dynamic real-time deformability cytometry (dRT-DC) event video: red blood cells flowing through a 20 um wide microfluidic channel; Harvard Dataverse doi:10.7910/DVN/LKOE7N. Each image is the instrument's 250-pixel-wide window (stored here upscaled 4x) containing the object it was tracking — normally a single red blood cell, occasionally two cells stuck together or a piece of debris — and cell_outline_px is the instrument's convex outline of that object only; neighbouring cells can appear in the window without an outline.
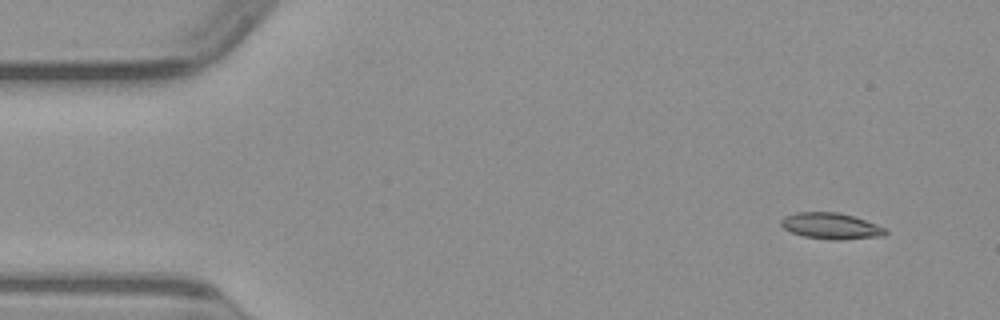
{"species": "common noctule bat (a hibernating species)", "species_latin": "Nyctalus noctula", "temperature_condition": "warm", "stored_images_in_passage": 47, "camera_frame_rate_fps": 3000, "um_per_image_px": 0.085, "animal": {"sex": "male", "body_mass_g": 23.1, "forearm_length_mm": 52.7}, "frame": {"image": 1, "passage_image": 1, "time_ms": 0.0, "image_size_px": [1000, 320], "cell_outline_px": [[888, 232], [884, 236], [840, 240], [832, 240], [804, 236], [792, 232], [784, 228], [780, 224], [780, 220], [784, 216], [796, 212], [840, 212], [876, 224], [884, 228]], "centroid_in_image_um": [70.62, 19.21], "position_along_channel_um": 14.4, "area_um2": 15.9}}
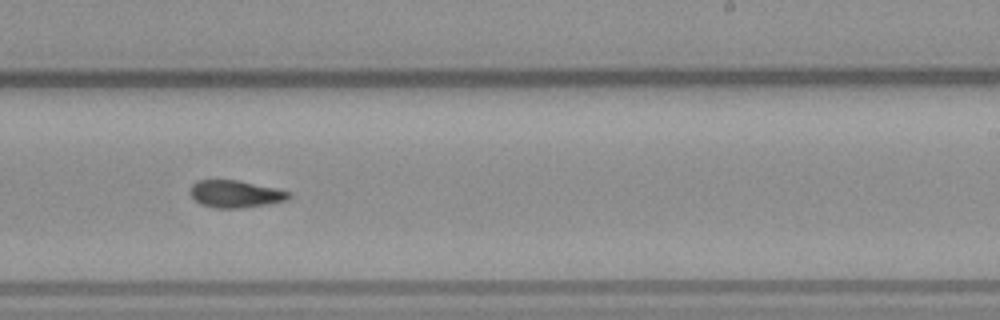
{"frame": {"image": 2, "passage_image": 27, "time_ms": 8.667, "image_size_px": [1000, 320], "cell_outline_px": [[292, 196], [288, 200], [268, 204], [240, 208], [212, 208], [200, 204], [188, 192], [192, 184], [196, 180], [240, 180], [276, 188], [288, 192]], "centroid_in_image_um": [19.99, 16.48], "position_along_channel_um": 269.0, "area_um2": 15.84}}
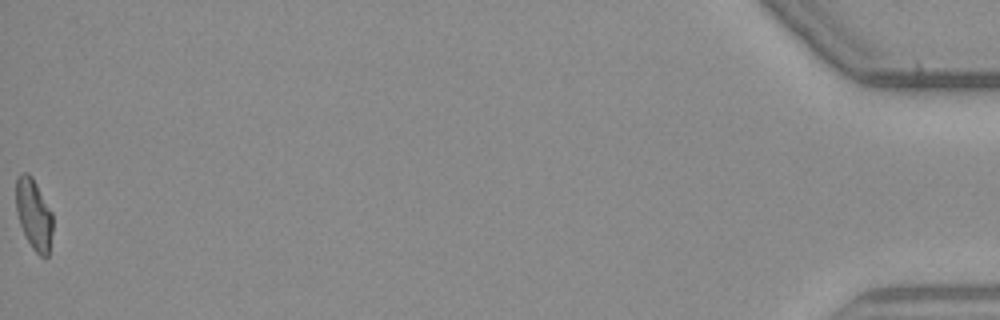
{"frame": {"image": 3, "passage_image": 47, "time_ms": 15.333, "image_size_px": [1000, 320], "cell_outline_px": [[52, 232], [48, 256], [44, 260], [32, 248], [20, 224], [16, 212], [16, 176], [20, 172], [28, 172], [32, 176], [52, 212]], "centroid_in_image_um": [2.87, 18.2], "position_along_channel_um": 432.3, "area_um2": 15.26}}